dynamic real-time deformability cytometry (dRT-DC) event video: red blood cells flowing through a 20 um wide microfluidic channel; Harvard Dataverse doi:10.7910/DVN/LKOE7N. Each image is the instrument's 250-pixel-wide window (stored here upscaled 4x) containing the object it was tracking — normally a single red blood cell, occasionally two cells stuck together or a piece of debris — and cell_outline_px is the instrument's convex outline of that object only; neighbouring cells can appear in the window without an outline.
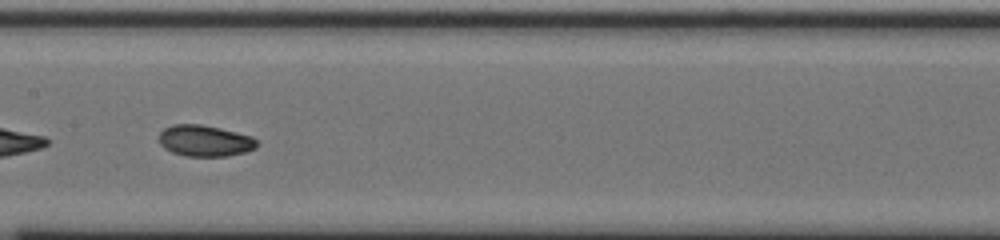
{"species": "common noctule bat (a hibernating species)", "species_latin": "Nyctalus noctula", "temperature_condition": "cold", "stored_images_in_passage": 51, "segment_of_instrument_passage": [2, 2], "camera_frame_rate_fps": 3000, "um_per_image_px": 0.085, "animal": {"sex": "male", "body_mass_g": 20.0, "forearm_length_mm": 53.3}, "frame": {"image": 1, "passage_image": 25, "time_ms": 8.0, "image_size_px": [1000, 240], "cell_outline_px": [[256, 148], [244, 152], [228, 156], [184, 156], [172, 152], [164, 148], [160, 144], [160, 132], [164, 128], [172, 124], [200, 124], [220, 128], [252, 136], [256, 140]], "centroid_in_image_um": [17.39, 11.96], "position_along_channel_um": 190.0, "area_um2": 17.8}}
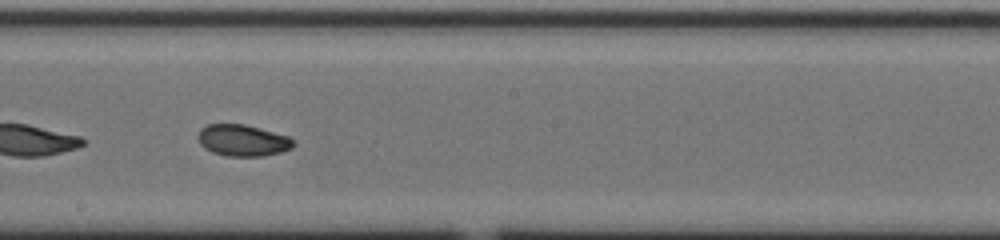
{"frame": {"image": 2, "passage_image": 28, "time_ms": 9.0, "image_size_px": [1000, 240], "cell_outline_px": [[292, 148], [280, 152], [264, 156], [228, 156], [212, 152], [204, 148], [200, 144], [196, 136], [200, 128], [208, 124], [244, 124], [288, 136], [292, 140]], "centroid_in_image_um": [20.56, 11.93], "position_along_channel_um": 227.6, "area_um2": 17.46}}